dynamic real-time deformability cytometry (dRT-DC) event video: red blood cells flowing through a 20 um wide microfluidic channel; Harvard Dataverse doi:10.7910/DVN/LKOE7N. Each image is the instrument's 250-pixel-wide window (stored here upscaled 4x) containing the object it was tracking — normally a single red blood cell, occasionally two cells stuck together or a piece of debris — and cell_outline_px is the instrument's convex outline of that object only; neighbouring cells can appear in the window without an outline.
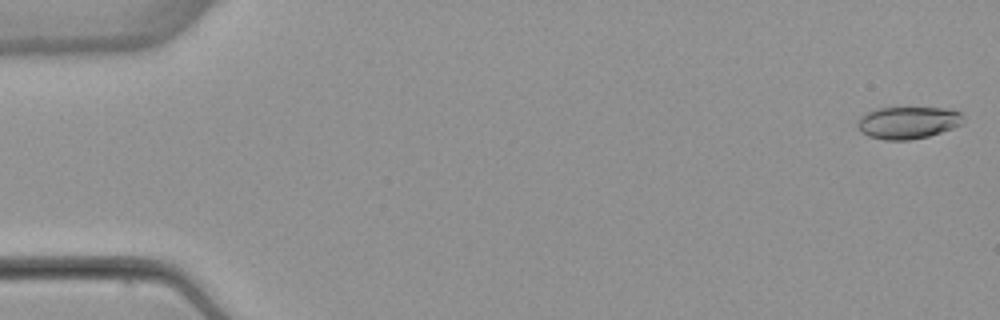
{"species": "common noctule bat (a hibernating species)", "species_latin": "Nyctalus noctula", "temperature_condition": "warm", "stored_images_in_passage": 53, "camera_frame_rate_fps": 3000, "um_per_image_px": 0.085, "animal": {"sex": "female", "body_mass_g": 22.7, "forearm_length_mm": 54.2}, "frame": {"image": 1, "passage_image": 1, "time_ms": 0.0, "image_size_px": [1000, 320], "cell_outline_px": [[964, 124], [928, 136], [908, 140], [884, 140], [868, 136], [860, 132], [856, 124], [856, 120], [860, 116], [868, 112], [880, 108], [952, 108], [960, 112], [964, 116]], "centroid_in_image_um": [77.18, 10.42], "position_along_channel_um": 7.8, "area_um2": 20.06}}
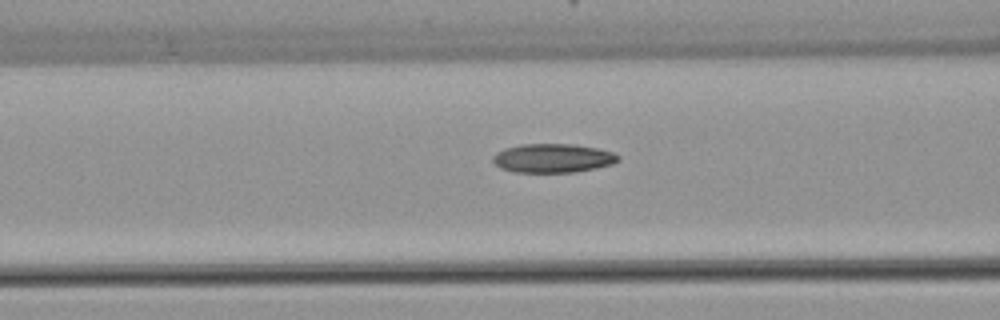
{"frame": {"image": 2, "passage_image": 21, "time_ms": 6.667, "image_size_px": [1000, 320], "cell_outline_px": [[620, 160], [612, 164], [596, 168], [576, 172], [512, 172], [500, 168], [492, 160], [492, 156], [496, 152], [504, 148], [520, 144], [572, 144], [596, 148], [612, 152], [620, 156]], "centroid_in_image_um": [46.97, 13.44], "position_along_channel_um": 119.6, "area_um2": 21.21}}
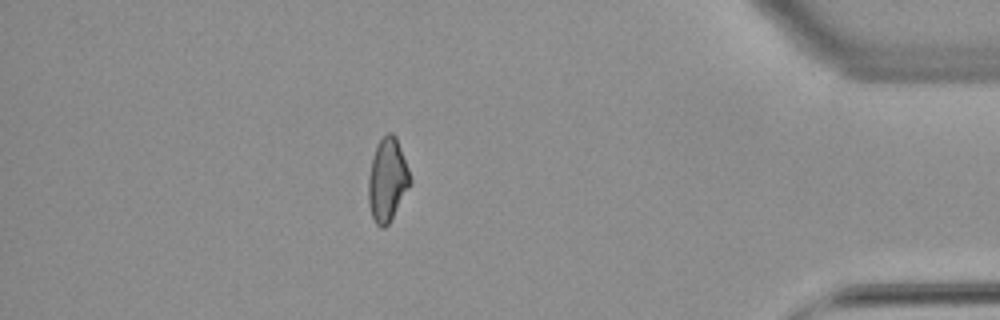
{"frame": {"image": 3, "passage_image": 46, "time_ms": 15.0, "image_size_px": [1000, 320], "cell_outline_px": [[412, 184], [388, 224], [384, 228], [380, 228], [376, 224], [372, 216], [368, 204], [368, 176], [372, 156], [380, 140], [388, 132], [392, 132], [396, 136], [408, 168], [412, 180]], "centroid_in_image_um": [32.93, 15.3], "position_along_channel_um": 402.3, "area_um2": 20.35}, "authors_computed_cell_mechanics": {"area_um2": 20.519, "velocity_mm_per_s": 3.9013, "shape_relaxation_time_tau1_ms": 8.1854, "shape_relaxation_time_tau2_ms": 3.4181, "deformation_change_tau1": 0.1919, "deformation_change_tau2": 0.0943}}